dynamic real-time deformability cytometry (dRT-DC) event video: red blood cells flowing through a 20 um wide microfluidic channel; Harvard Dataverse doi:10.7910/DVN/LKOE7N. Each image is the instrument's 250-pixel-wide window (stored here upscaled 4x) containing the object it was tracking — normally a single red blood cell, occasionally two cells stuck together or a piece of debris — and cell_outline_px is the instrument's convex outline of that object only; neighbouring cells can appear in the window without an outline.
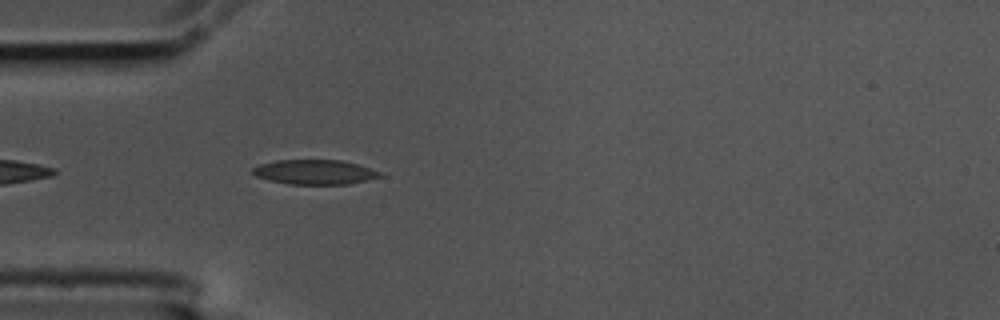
{"species": "common noctule bat (a hibernating species)", "species_latin": "Nyctalus noctula", "temperature_condition": "cold", "stored_images_in_passage": 15, "camera_frame_rate_fps": 3000, "um_per_image_px": 0.085, "animal": {"sex": "male", "body_mass_g": 17.5, "forearm_length_mm": 52.3}, "frame": {"image": 1, "passage_image": 3, "time_ms": 0.667, "image_size_px": [1000, 320], "cell_outline_px": [[388, 176], [348, 184], [288, 184], [268, 180], [256, 176], [252, 172], [252, 168], [260, 164], [276, 160], [344, 160], [360, 164], [380, 172]], "centroid_in_image_um": [26.81, 14.62], "position_along_channel_um": 58.2, "area_um2": 18.55}}
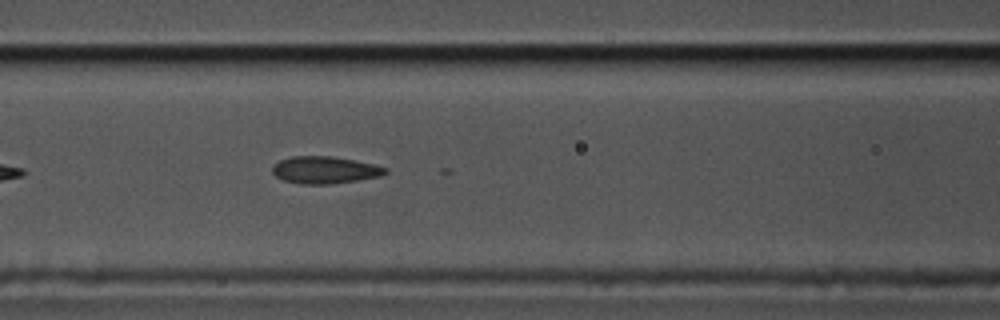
{"frame": {"image": 2, "passage_image": 10, "time_ms": 3.0, "image_size_px": [1000, 320], "cell_outline_px": [[388, 172], [380, 176], [360, 180], [332, 184], [300, 184], [284, 180], [276, 176], [272, 172], [272, 164], [280, 160], [292, 156], [332, 156], [356, 160], [388, 168]], "centroid_in_image_um": [27.61, 14.45], "position_along_channel_um": 139.0, "area_um2": 18.03}}